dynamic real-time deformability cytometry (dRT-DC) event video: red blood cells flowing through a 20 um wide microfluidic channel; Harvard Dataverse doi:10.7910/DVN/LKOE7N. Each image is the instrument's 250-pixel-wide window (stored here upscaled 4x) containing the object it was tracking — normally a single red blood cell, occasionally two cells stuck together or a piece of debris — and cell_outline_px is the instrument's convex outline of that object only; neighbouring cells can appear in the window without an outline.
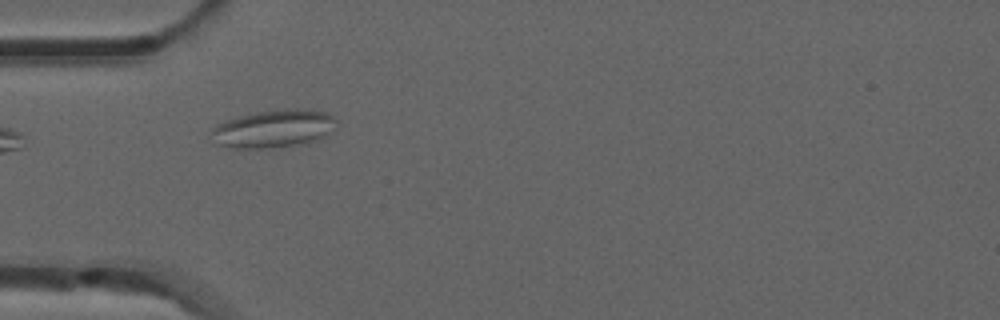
{"species": "common noctule bat (a hibernating species)", "species_latin": "Nyctalus noctula", "temperature_condition": "room temperature", "stored_images_in_passage": 6, "camera_frame_rate_fps": 3000, "um_per_image_px": 0.085, "animal": {"sex": "male", "forearm_length_mm": 52.5}, "frame": {"image": 1, "passage_image": 5, "time_ms": 1.333, "image_size_px": [1000, 320], "cell_outline_px": [[336, 120], [328, 132], [324, 136], [308, 144], [264, 148], [236, 148], [216, 144], [212, 132], [212, 128], [216, 124], [224, 120], [256, 112], [284, 108], [296, 108], [328, 112]], "centroid_in_image_um": [23.24, 10.93], "position_along_channel_um": 61.8, "area_um2": 27.51}}